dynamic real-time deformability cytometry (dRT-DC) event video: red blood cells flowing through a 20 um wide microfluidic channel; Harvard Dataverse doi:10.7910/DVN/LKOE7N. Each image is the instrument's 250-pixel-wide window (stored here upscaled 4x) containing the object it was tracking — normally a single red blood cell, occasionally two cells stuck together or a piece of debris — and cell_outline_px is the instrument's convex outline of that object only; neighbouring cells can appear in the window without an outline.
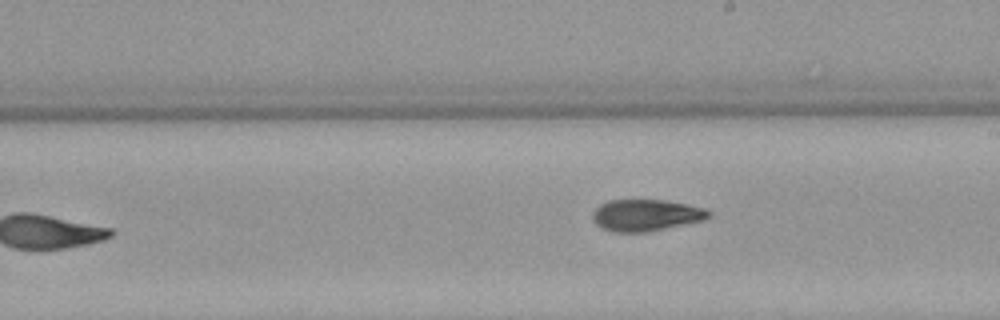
{"species": "Egyptian fruit bat (a non-hibernating species)", "species_latin": "Rousettus aegyptiacus", "temperature_condition": "warm", "stored_images_in_passage": 7, "camera_frame_rate_fps": 3000, "um_per_image_px": 0.085, "animal": {"sex": "female"}, "frame": {"image": 1, "passage_image": 7, "time_ms": 7.333, "image_size_px": [1000, 320], "cell_outline_px": [[712, 216], [704, 220], [688, 224], [648, 232], [612, 232], [596, 224], [592, 220], [592, 212], [600, 204], [608, 200], [664, 200], [688, 204], [704, 208], [712, 212]], "centroid_in_image_um": [54.93, 18.29], "position_along_channel_um": 234.1, "area_um2": 21.68}}